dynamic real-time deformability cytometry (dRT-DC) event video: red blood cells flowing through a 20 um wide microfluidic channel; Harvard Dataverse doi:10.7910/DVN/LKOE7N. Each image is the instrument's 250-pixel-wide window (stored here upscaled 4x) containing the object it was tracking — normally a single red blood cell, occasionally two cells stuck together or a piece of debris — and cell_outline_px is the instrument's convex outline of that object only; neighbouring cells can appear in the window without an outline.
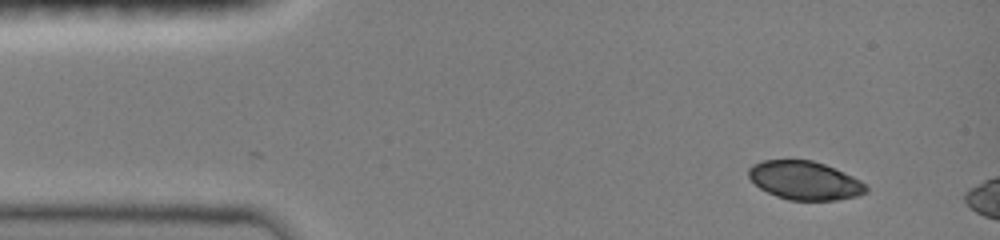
{"species": "common noctule bat (a hibernating species)", "species_latin": "Nyctalus noctula", "temperature_condition": "room temperature", "stored_images_in_passage": 3, "camera_frame_rate_fps": 3000, "um_per_image_px": 0.085, "animal": {"sex": "female", "body_mass_g": 19.0, "forearm_length_mm": 51.5}, "frame": {"image": 1, "passage_image": 3, "time_ms": 1.0, "image_size_px": [1000, 240], "cell_outline_px": [[868, 192], [856, 196], [836, 200], [788, 200], [776, 196], [760, 188], [748, 176], [748, 168], [752, 164], [760, 160], [812, 160], [824, 164], [852, 176], [868, 184]], "centroid_in_image_um": [68.4, 15.34], "position_along_channel_um": 16.6, "area_um2": 26.41}}